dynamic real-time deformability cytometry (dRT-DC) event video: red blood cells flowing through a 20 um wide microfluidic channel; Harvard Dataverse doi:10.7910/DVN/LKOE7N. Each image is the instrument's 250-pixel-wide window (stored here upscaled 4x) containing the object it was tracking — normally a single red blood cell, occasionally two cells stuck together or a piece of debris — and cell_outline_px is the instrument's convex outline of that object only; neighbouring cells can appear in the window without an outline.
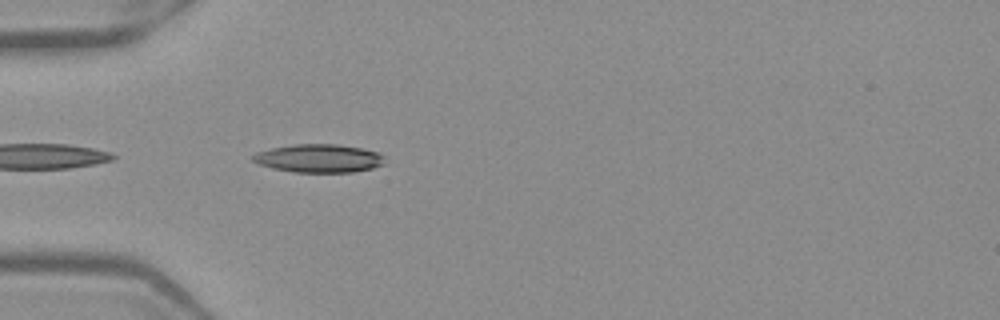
{"species": "Egyptian fruit bat (a non-hibernating species)", "species_latin": "Rousettus aegyptiacus", "temperature_condition": "warm", "stored_images_in_passage": 24, "camera_frame_rate_fps": 3000, "um_per_image_px": 0.085, "frame": {"image": 1, "passage_image": 2, "time_ms": 0.333, "image_size_px": [1000, 320], "cell_outline_px": [[384, 164], [372, 168], [352, 172], [292, 172], [272, 168], [260, 164], [252, 160], [252, 156], [256, 152], [272, 148], [292, 144], [336, 144], [360, 148], [376, 152], [384, 156]], "centroid_in_image_um": [27.09, 13.46], "position_along_channel_um": 57.9, "area_um2": 21.62}}
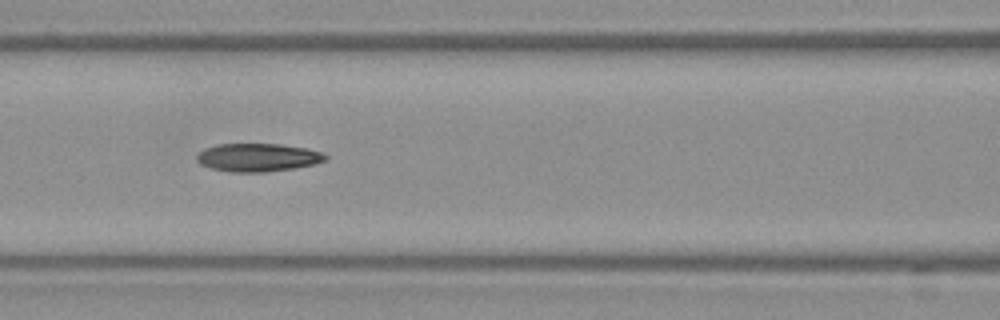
{"frame": {"image": 2, "passage_image": 9, "time_ms": 2.667, "image_size_px": [1000, 320], "cell_outline_px": [[328, 160], [316, 164], [296, 168], [264, 172], [232, 172], [212, 168], [200, 164], [196, 160], [196, 156], [204, 148], [216, 144], [280, 144], [308, 148], [324, 152], [328, 156]], "centroid_in_image_um": [21.97, 13.38], "position_along_channel_um": 144.6, "area_um2": 21.39}}
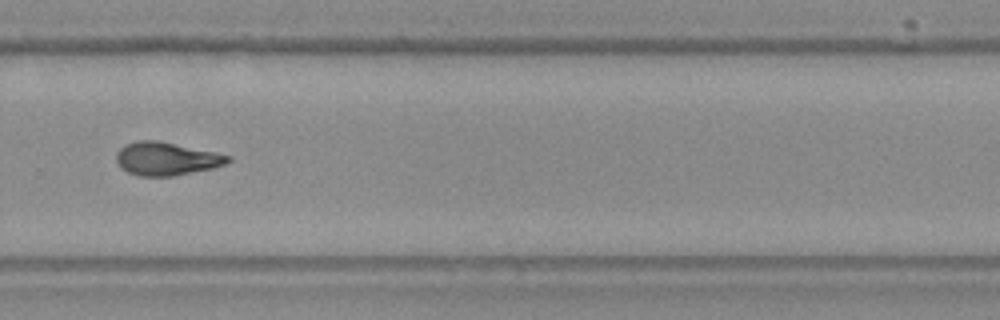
{"frame": {"image": 3, "passage_image": 22, "time_ms": 7.0, "image_size_px": [1000, 320], "cell_outline_px": [[232, 160], [224, 164], [212, 168], [172, 176], [140, 176], [128, 172], [116, 160], [116, 152], [124, 144], [136, 140], [156, 140], [232, 156]], "centroid_in_image_um": [14.12, 13.48], "position_along_channel_um": 315.7, "area_um2": 21.27}}